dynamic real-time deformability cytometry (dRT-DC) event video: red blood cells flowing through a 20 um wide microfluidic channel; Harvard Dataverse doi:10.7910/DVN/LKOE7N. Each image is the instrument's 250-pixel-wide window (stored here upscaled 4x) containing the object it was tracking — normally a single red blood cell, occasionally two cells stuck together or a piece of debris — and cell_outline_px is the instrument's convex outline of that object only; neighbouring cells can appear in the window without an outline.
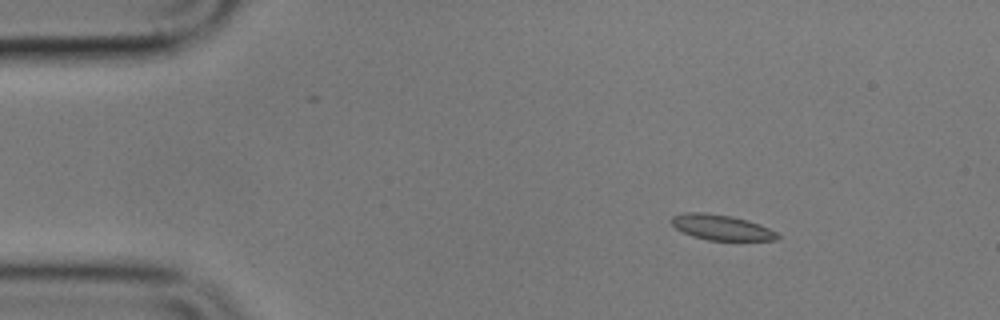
{"species": "common noctule bat (a hibernating species)", "species_latin": "Nyctalus noctula", "temperature_condition": "cold", "stored_images_in_passage": 7, "camera_frame_rate_fps": 3000, "um_per_image_px": 0.085, "animal": {"sex": "male", "body_mass_g": 17.9}, "frame": {"image": 1, "passage_image": 1, "time_ms": 0.0, "image_size_px": [1000, 320], "cell_outline_px": [[780, 236], [776, 240], [708, 240], [692, 236], [676, 228], [668, 220], [672, 216], [684, 212], [704, 212], [732, 216], [748, 220], [760, 224], [776, 232]], "centroid_in_image_um": [61.28, 19.31], "position_along_channel_um": 23.7, "area_um2": 15.72}}
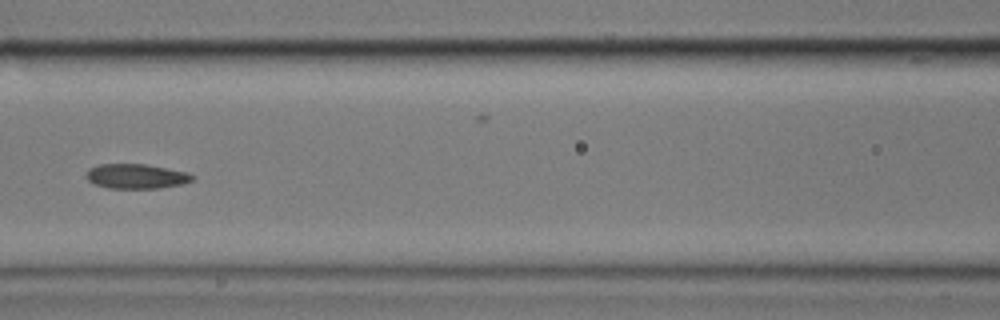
{"frame": {"image": 2, "passage_image": 6, "time_ms": 5.667, "image_size_px": [1000, 320], "cell_outline_px": [[196, 176], [192, 180], [184, 184], [160, 188], [108, 188], [96, 184], [88, 180], [88, 168], [100, 164], [148, 164], [188, 172]], "centroid_in_image_um": [11.65, 14.98], "position_along_channel_um": 155.0, "area_um2": 15.32}}
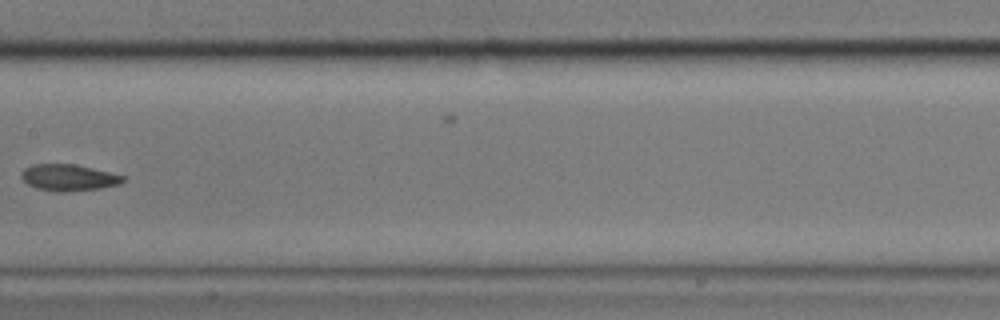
{"frame": {"image": 3, "passage_image": 7, "time_ms": 7.0, "image_size_px": [1000, 320], "cell_outline_px": [[124, 180], [120, 184], [100, 188], [60, 192], [36, 188], [28, 184], [20, 176], [20, 172], [24, 168], [32, 164], [72, 164], [92, 168], [124, 176]], "centroid_in_image_um": [5.79, 15.09], "position_along_channel_um": 201.6, "area_um2": 15.49}}